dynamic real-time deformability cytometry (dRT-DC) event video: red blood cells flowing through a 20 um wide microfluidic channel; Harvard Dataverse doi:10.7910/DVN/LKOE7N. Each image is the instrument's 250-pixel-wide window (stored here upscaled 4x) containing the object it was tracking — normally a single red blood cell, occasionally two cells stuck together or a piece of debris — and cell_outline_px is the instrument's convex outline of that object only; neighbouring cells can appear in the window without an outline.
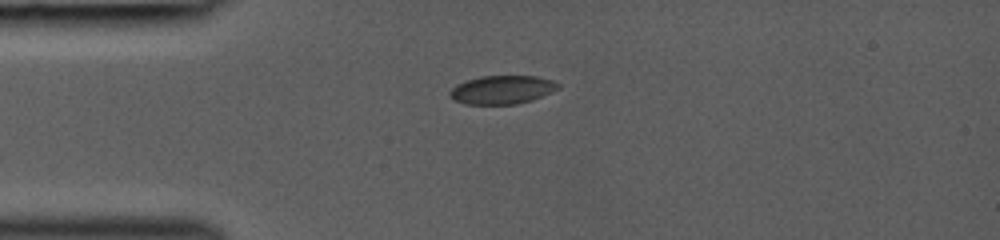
{"species": "common noctule bat (a hibernating species)", "species_latin": "Nyctalus noctula", "temperature_condition": "room temperature", "stored_images_in_passage": 26, "camera_frame_rate_fps": 3000, "um_per_image_px": 0.085, "animal": {"sex": "female", "body_mass_g": 19.0, "forearm_length_mm": 53.3}, "frame": {"image": 1, "passage_image": 1, "time_ms": 0.0, "image_size_px": [1000, 240], "cell_outline_px": [[560, 88], [552, 92], [532, 100], [516, 104], [464, 104], [452, 100], [448, 96], [448, 92], [456, 84], [464, 80], [480, 76], [536, 76], [552, 80], [560, 84]], "centroid_in_image_um": [42.64, 7.63], "position_along_channel_um": 42.4, "area_um2": 18.26}}
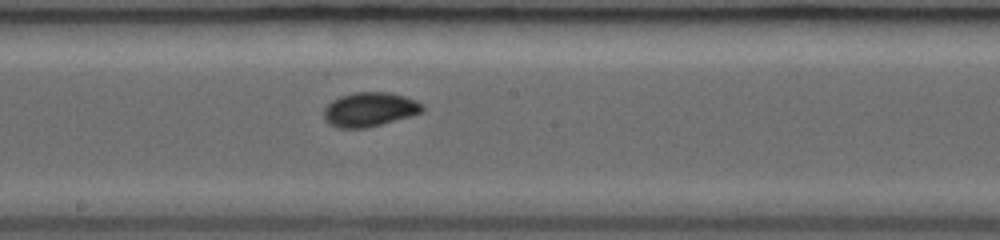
{"frame": {"image": 2, "passage_image": 14, "time_ms": 4.333, "image_size_px": [1000, 240], "cell_outline_px": [[424, 112], [412, 116], [364, 128], [340, 128], [328, 124], [324, 120], [324, 108], [332, 100], [340, 96], [356, 92], [388, 92], [404, 96], [416, 100], [424, 104]], "centroid_in_image_um": [31.43, 9.3], "position_along_channel_um": 216.8, "area_um2": 19.77}}
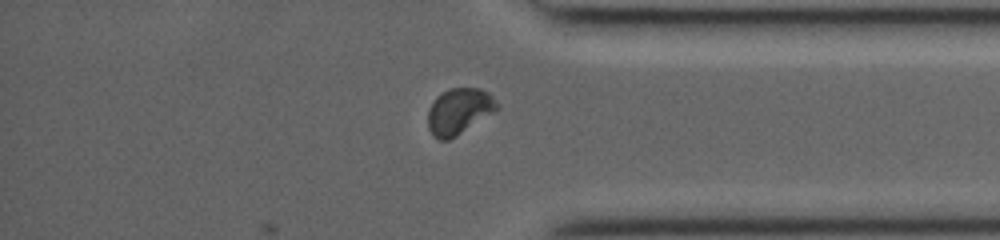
{"frame": {"image": 3, "passage_image": 26, "time_ms": 8.333, "image_size_px": [1000, 240], "cell_outline_px": [[500, 108], [456, 136], [448, 140], [440, 140], [432, 136], [428, 128], [428, 108], [436, 96], [452, 88], [480, 88], [488, 92], [492, 96]], "centroid_in_image_um": [39.0, 9.46], "position_along_channel_um": 396.2, "area_um2": 18.5}}